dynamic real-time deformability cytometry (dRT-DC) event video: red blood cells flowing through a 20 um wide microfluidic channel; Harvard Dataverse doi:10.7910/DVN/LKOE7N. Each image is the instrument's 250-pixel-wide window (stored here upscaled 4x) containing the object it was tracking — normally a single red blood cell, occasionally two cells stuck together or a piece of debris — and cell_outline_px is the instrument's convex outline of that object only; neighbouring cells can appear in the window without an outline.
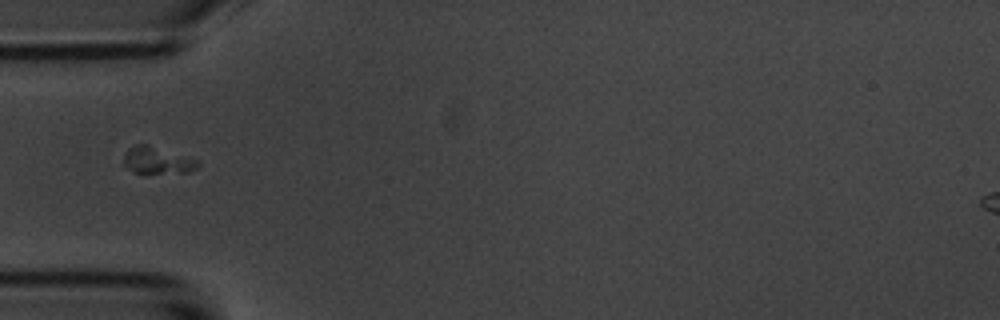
{"species": "common noctule bat (a hibernating species)", "species_latin": "Nyctalus noctula", "temperature_condition": "room temperature", "stored_images_in_passage": 3, "camera_frame_rate_fps": 3000, "um_per_image_px": 0.085, "animal": {"sex": "male", "body_mass_g": 20.1, "forearm_length_mm": 53.5}, "frame": {"image": 1, "passage_image": 2, "time_ms": 1.0, "image_size_px": [1000, 320], "cell_outline_px": [[200, 164], [192, 172], [132, 172], [124, 164], [124, 156], [128, 148], [136, 144], [148, 144], [192, 156], [200, 160]], "centroid_in_image_um": [13.45, 13.6], "position_along_channel_um": 71.6, "area_um2": 11.85}}
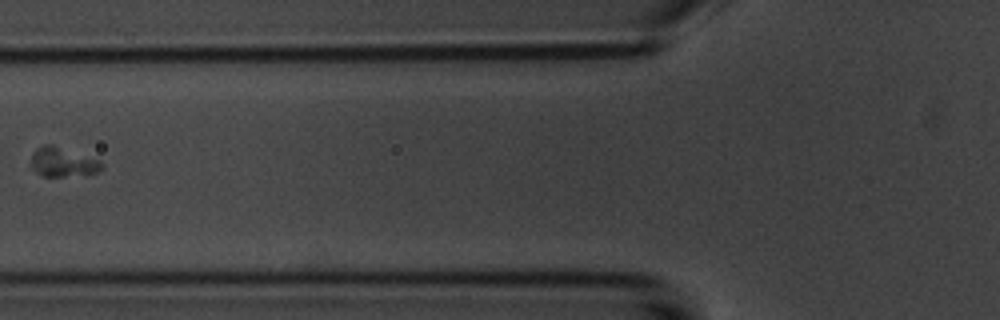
{"frame": {"image": 2, "passage_image": 3, "time_ms": 2.333, "image_size_px": [1000, 320], "cell_outline_px": [[104, 168], [100, 172], [88, 176], [40, 176], [32, 168], [32, 152], [36, 148], [44, 144], [52, 144], [100, 160]], "centroid_in_image_um": [5.38, 13.8], "position_along_channel_um": 120.4, "area_um2": 12.43}}